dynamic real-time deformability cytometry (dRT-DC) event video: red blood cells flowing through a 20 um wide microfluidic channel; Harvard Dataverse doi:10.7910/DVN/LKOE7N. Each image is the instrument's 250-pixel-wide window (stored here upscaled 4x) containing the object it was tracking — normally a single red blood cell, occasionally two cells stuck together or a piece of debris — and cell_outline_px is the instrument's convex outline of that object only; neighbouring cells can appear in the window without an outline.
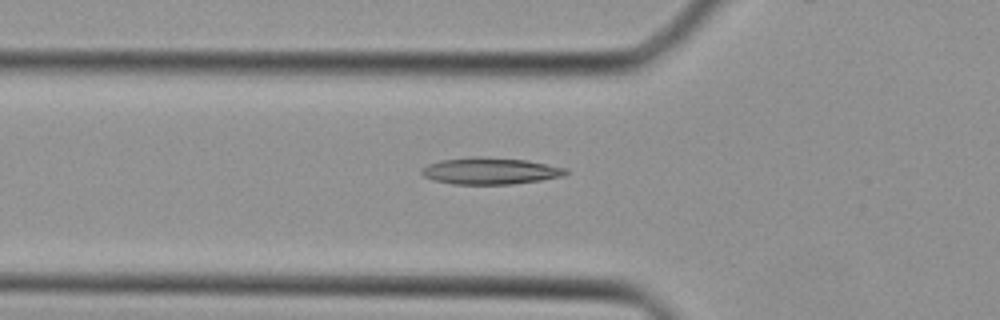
{"species": "Egyptian fruit bat (a non-hibernating species)", "species_latin": "Rousettus aegyptiacus", "temperature_condition": "cold", "stored_images_in_passage": 27, "camera_frame_rate_fps": 3000, "um_per_image_px": 0.085, "animal": {"sex": "female"}, "frame": {"image": 1, "passage_image": 5, "time_ms": 1.333, "image_size_px": [1000, 320], "cell_outline_px": [[568, 172], [564, 176], [540, 180], [512, 184], [452, 184], [432, 180], [424, 176], [420, 172], [420, 168], [428, 164], [440, 160], [472, 156], [480, 156], [528, 160], [568, 168]], "centroid_in_image_um": [41.65, 14.52], "position_along_channel_um": 84.1, "area_um2": 22.72}}
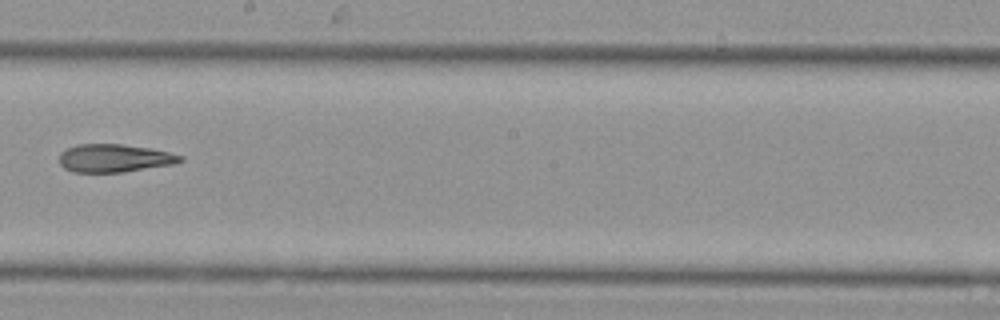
{"frame": {"image": 2, "passage_image": 14, "time_ms": 4.333, "image_size_px": [1000, 320], "cell_outline_px": [[184, 160], [176, 164], [124, 172], [72, 172], [64, 168], [60, 164], [60, 152], [76, 144], [120, 144], [152, 148], [184, 156]], "centroid_in_image_um": [9.75, 13.44], "position_along_channel_um": 238.4, "area_um2": 19.94}}
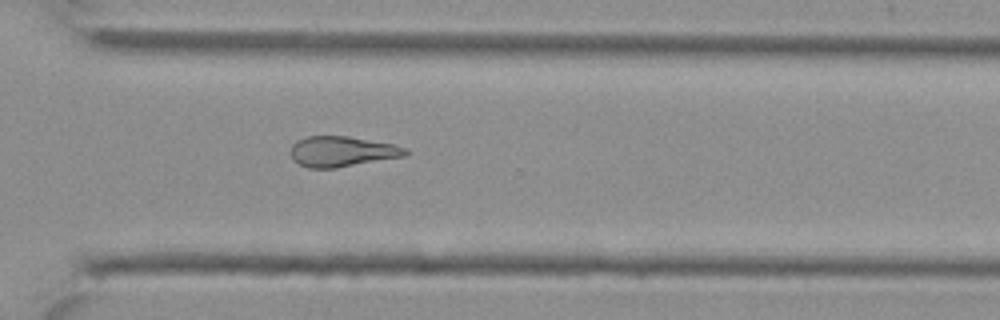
{"frame": {"image": 3, "passage_image": 20, "time_ms": 6.333, "image_size_px": [1000, 320], "cell_outline_px": [[408, 152], [404, 156], [336, 168], [308, 168], [292, 160], [292, 144], [296, 140], [308, 136], [348, 136], [392, 144], [408, 148]], "centroid_in_image_um": [29.05, 12.87], "position_along_channel_um": 341.5, "area_um2": 20.23}}